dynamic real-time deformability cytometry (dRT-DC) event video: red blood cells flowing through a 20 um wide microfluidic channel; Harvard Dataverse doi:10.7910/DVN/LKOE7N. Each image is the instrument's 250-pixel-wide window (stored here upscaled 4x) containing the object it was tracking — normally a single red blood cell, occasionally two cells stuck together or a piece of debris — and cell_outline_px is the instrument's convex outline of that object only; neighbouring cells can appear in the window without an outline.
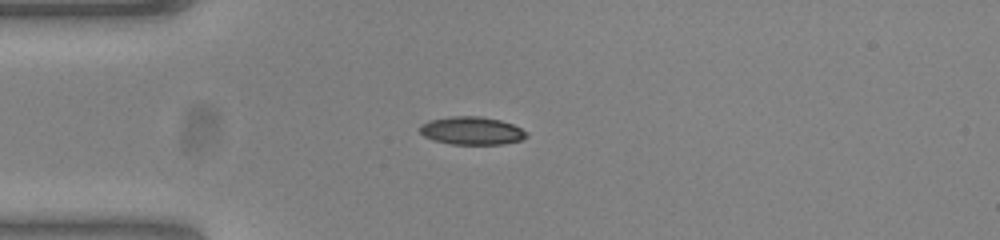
{"species": "common noctule bat (a hibernating species)", "species_latin": "Nyctalus noctula", "temperature_condition": "warm", "stored_images_in_passage": 38, "camera_frame_rate_fps": 3000, "um_per_image_px": 0.085, "animal": {"sex": "female", "body_mass_g": 23.0, "forearm_length_mm": 53.4}, "frame": {"image": 1, "passage_image": 3, "time_ms": 0.667, "image_size_px": [1000, 240], "cell_outline_px": [[528, 136], [520, 140], [500, 144], [452, 144], [432, 140], [424, 136], [420, 132], [420, 128], [424, 124], [432, 120], [452, 116], [480, 116], [500, 120], [512, 124], [528, 132]], "centroid_in_image_um": [40.12, 11.11], "position_along_channel_um": 44.9, "area_um2": 17.17}}
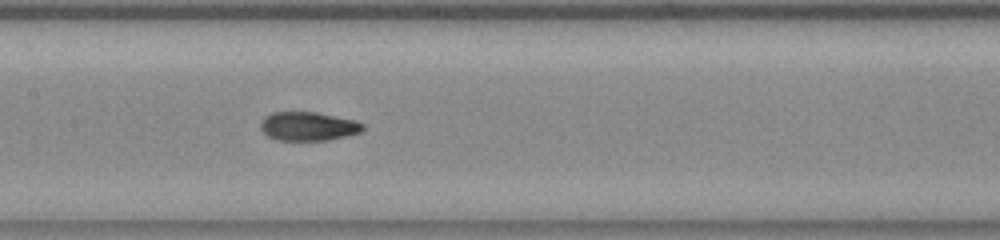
{"frame": {"image": 2, "passage_image": 15, "time_ms": 4.667, "image_size_px": [1000, 240], "cell_outline_px": [[364, 128], [360, 132], [328, 140], [276, 140], [268, 136], [260, 128], [260, 124], [272, 112], [316, 112], [356, 120], [364, 124]], "centroid_in_image_um": [26.22, 10.73], "position_along_channel_um": 181.2, "area_um2": 16.99}}
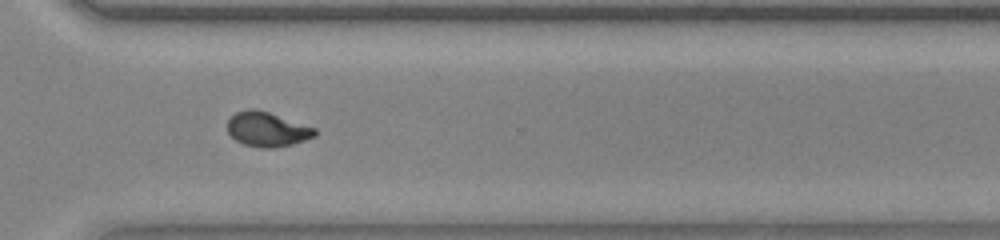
{"frame": {"image": 3, "passage_image": 28, "time_ms": 9.0, "image_size_px": [1000, 240], "cell_outline_px": [[316, 136], [292, 144], [272, 148], [260, 148], [244, 144], [236, 140], [228, 132], [228, 120], [236, 112], [248, 108], [256, 108], [316, 128]], "centroid_in_image_um": [22.7, 10.98], "position_along_channel_um": 347.9, "area_um2": 17.51}, "authors_computed_cell_mechanics": {"area_um2": 17.1088, "velocity_mm_per_s": 3.8463, "shape_relaxation_time_tau1_ms": null, "shape_relaxation_time_tau2_ms": 1.1856, "deformation_change_tau1": null, "deformation_change_tau2": 0.0638}}